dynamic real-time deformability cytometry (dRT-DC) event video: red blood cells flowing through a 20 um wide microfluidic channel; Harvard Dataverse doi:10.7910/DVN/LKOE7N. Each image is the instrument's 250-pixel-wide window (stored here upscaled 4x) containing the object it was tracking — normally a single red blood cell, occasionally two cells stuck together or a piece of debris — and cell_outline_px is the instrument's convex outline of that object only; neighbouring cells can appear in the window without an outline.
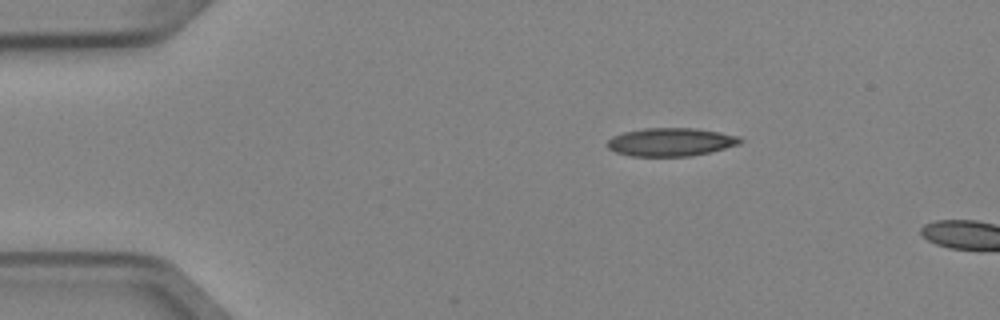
{"species": "Egyptian fruit bat (a non-hibernating species)", "species_latin": "Rousettus aegyptiacus", "temperature_condition": "cold", "stored_images_in_passage": 4, "camera_frame_rate_fps": 3000, "um_per_image_px": 0.085, "animal": {"sex": "female"}, "frame": {"image": 1, "passage_image": 1, "time_ms": 0.0, "image_size_px": [1000, 320], "cell_outline_px": [[744, 140], [740, 144], [708, 152], [688, 156], [632, 156], [616, 152], [608, 148], [608, 140], [612, 136], [624, 132], [644, 128], [696, 128], [720, 132], [740, 136]], "centroid_in_image_um": [57.03, 12.06], "position_along_channel_um": 28.0, "area_um2": 21.79}}
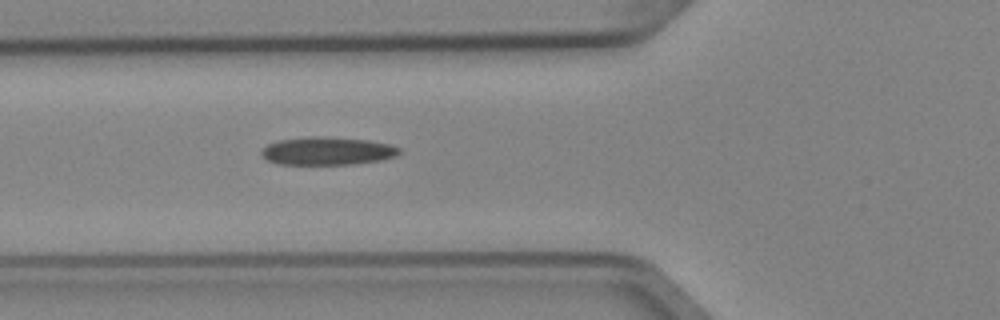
{"frame": {"image": 2, "passage_image": 4, "time_ms": 1.0, "image_size_px": [1000, 320], "cell_outline_px": [[400, 152], [396, 156], [380, 160], [352, 164], [280, 164], [268, 160], [260, 152], [268, 144], [276, 140], [312, 136], [320, 136], [368, 140], [388, 144], [400, 148]], "centroid_in_image_um": [27.82, 12.83], "position_along_channel_um": 98.0, "area_um2": 22.31}}